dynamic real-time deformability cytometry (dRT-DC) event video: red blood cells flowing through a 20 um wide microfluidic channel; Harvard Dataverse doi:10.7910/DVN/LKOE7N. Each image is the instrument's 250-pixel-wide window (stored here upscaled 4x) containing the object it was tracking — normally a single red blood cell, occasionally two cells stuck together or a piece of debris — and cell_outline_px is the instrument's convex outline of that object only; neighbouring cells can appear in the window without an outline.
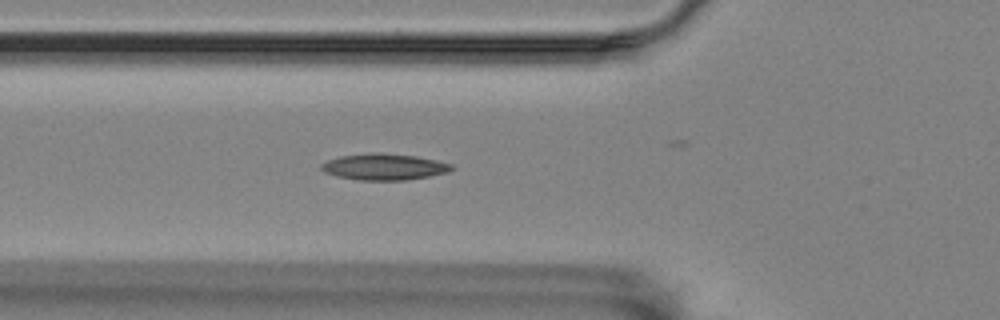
{"species": "Egyptian fruit bat (a non-hibernating species)", "species_latin": "Rousettus aegyptiacus", "temperature_condition": "room temperature", "stored_images_in_passage": 3, "camera_frame_rate_fps": 3000, "um_per_image_px": 0.085, "animal": {"sex": "female"}, "frame": {"image": 1, "passage_image": 3, "time_ms": 0.667, "image_size_px": [1000, 320], "cell_outline_px": [[456, 168], [448, 172], [408, 180], [356, 180], [336, 176], [324, 172], [320, 168], [320, 164], [328, 160], [340, 156], [372, 152], [380, 152], [416, 156], [436, 160], [452, 164]], "centroid_in_image_um": [32.64, 14.18], "position_along_channel_um": 93.2, "area_um2": 20.17}}